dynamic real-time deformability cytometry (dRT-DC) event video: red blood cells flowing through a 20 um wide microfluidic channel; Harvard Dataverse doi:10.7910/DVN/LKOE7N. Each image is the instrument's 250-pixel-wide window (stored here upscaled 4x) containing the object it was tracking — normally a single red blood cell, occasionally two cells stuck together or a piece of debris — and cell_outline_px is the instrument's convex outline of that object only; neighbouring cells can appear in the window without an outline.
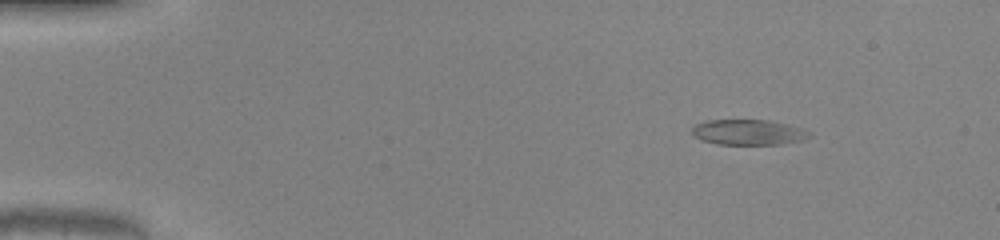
{"species": "common noctule bat (a hibernating species)", "species_latin": "Nyctalus noctula", "temperature_condition": "warm", "stored_images_in_passage": 45, "camera_frame_rate_fps": 3000, "um_per_image_px": 0.085, "animal": {"sex": "male", "body_mass_g": 20.0, "forearm_length_mm": 53.3}, "frame": {"image": 1, "passage_image": 1, "time_ms": 0.0, "image_size_px": [1000, 240], "cell_outline_px": [[812, 136], [804, 140], [780, 144], [716, 144], [700, 140], [692, 132], [692, 128], [696, 124], [704, 120], [768, 120], [788, 124], [804, 128], [812, 132]], "centroid_in_image_um": [63.66, 11.24], "position_along_channel_um": 21.3, "area_um2": 17.57}}
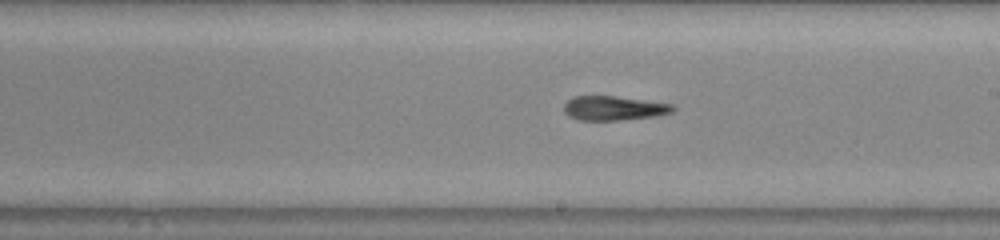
{"frame": {"image": 2, "passage_image": 24, "time_ms": 7.667, "image_size_px": [1000, 240], "cell_outline_px": [[676, 108], [672, 112], [656, 116], [616, 120], [580, 120], [568, 116], [564, 112], [564, 104], [572, 96], [612, 96], [672, 104]], "centroid_in_image_um": [52.14, 9.19], "position_along_channel_um": 236.9, "area_um2": 15.26}}
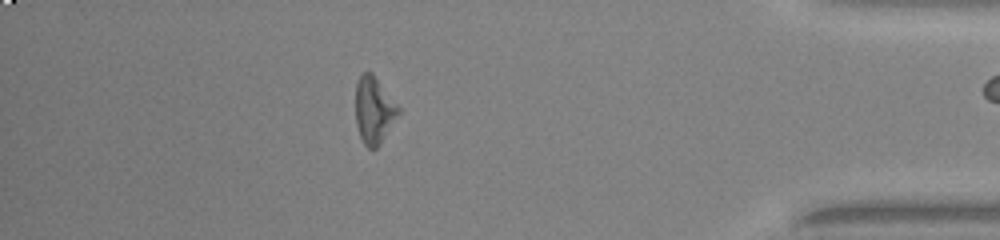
{"frame": {"image": 3, "passage_image": 39, "time_ms": 12.667, "image_size_px": [1000, 240], "cell_outline_px": [[400, 112], [380, 144], [376, 148], [368, 148], [364, 144], [360, 136], [356, 124], [356, 80], [364, 72], [372, 72], [400, 108]], "centroid_in_image_um": [31.77, 9.36], "position_along_channel_um": 403.4, "area_um2": 16.53}, "authors_computed_cell_mechanics": {"area_um2": 17.1088, "velocity_mm_per_s": 4.1088, "shape_relaxation_time_tau1_ms": null, "shape_relaxation_time_tau2_ms": 7.2852, "deformation_change_tau1": null, "deformation_change_tau2": 0.2276}}